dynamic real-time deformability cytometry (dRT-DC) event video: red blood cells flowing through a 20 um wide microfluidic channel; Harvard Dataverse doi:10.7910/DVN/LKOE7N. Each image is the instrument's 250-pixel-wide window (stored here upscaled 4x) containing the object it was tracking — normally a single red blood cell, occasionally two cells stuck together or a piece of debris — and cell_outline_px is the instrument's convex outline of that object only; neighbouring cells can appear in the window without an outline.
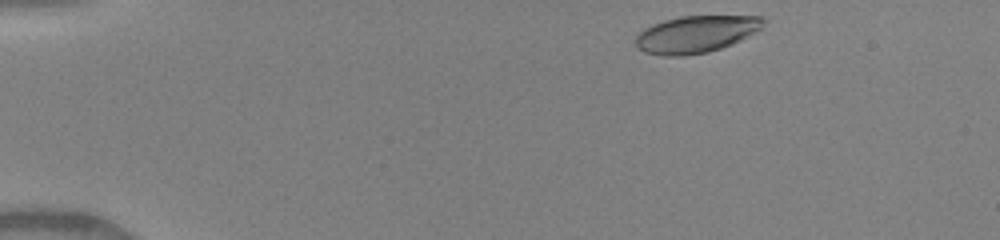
{"species": "human", "species_latin": "Homo sapiens", "temperature_condition": "warm", "stored_images_in_passage": 43, "camera_frame_rate_fps": 3000, "um_per_image_px": 0.085, "donor": {"sex": "female"}, "frame": {"image": 1, "passage_image": 2, "time_ms": 0.333, "image_size_px": [1000, 240], "cell_outline_px": [[768, 20], [764, 28], [732, 44], [708, 52], [684, 56], [664, 56], [644, 52], [636, 48], [636, 36], [644, 28], [652, 24], [664, 20], [680, 16], [760, 16]], "centroid_in_image_um": [59.18, 2.9], "position_along_channel_um": 25.8, "area_um2": 27.86}}
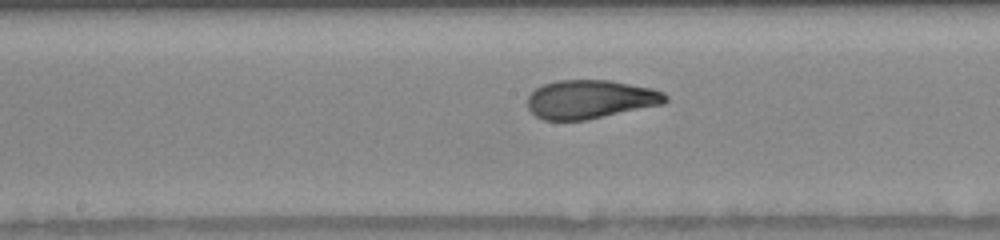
{"frame": {"image": 2, "passage_image": 21, "time_ms": 6.667, "image_size_px": [1000, 240], "cell_outline_px": [[668, 100], [664, 104], [584, 120], [544, 120], [536, 116], [528, 108], [528, 96], [536, 88], [544, 84], [556, 80], [612, 80], [652, 88], [664, 92], [668, 96]], "centroid_in_image_um": [50.2, 8.43], "position_along_channel_um": 198.0, "area_um2": 31.1}}
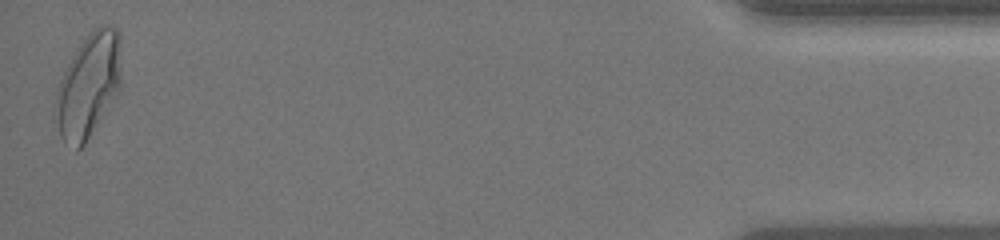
{"frame": {"image": 3, "passage_image": 43, "time_ms": 14.0, "image_size_px": [1000, 240], "cell_outline_px": [[120, 88], [84, 144], [76, 152], [60, 136], [56, 100], [56, 92], [60, 80], [72, 56], [88, 32], [92, 28], [100, 24], [108, 24], [116, 28], [120, 32]], "centroid_in_image_um": [7.55, 7.19], "position_along_channel_um": 427.7, "area_um2": 39.19}, "authors_computed_cell_mechanics": {"area_um2": 31.0964, "velocity_mm_per_s": 4.1715, "shape_relaxation_time_tau1_ms": 5.1429, "shape_relaxation_time_tau2_ms": 0.9097, "deformation_change_tau1": 0.2156, "deformation_change_tau2": 0.0789}}